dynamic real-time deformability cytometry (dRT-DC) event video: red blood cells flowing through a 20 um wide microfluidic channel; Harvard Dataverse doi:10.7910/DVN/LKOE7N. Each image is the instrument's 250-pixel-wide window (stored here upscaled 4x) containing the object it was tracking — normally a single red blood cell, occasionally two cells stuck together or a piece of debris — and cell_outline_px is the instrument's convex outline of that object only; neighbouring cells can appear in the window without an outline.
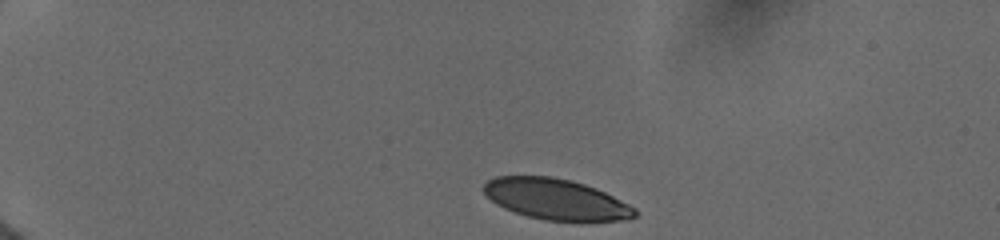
{"species": "human", "species_latin": "Homo sapiens", "temperature_condition": "cold", "stored_images_in_passage": 61, "camera_frame_rate_fps": 3000, "um_per_image_px": 0.085, "donor": {"sex": "female"}, "frame": {"image": 1, "passage_image": 1, "time_ms": 0.0, "image_size_px": [1000, 240], "cell_outline_px": [[636, 216], [628, 220], [580, 224], [544, 220], [528, 216], [504, 208], [496, 204], [484, 192], [484, 184], [488, 180], [496, 176], [552, 176], [572, 180], [596, 188], [636, 208]], "centroid_in_image_um": [47.33, 16.98], "position_along_channel_um": 37.7, "area_um2": 36.76}}
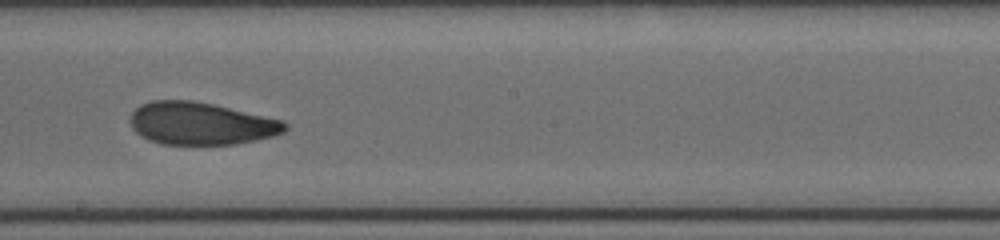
{"frame": {"image": 2, "passage_image": 31, "time_ms": 7.0, "image_size_px": [1000, 240], "cell_outline_px": [[288, 128], [284, 132], [272, 136], [256, 140], [236, 144], [160, 144], [148, 140], [140, 136], [132, 128], [128, 120], [132, 112], [140, 104], [152, 100], [192, 100], [212, 104], [284, 120], [288, 124]], "centroid_in_image_um": [17.05, 10.5], "position_along_channel_um": 231.1, "area_um2": 38.55}}
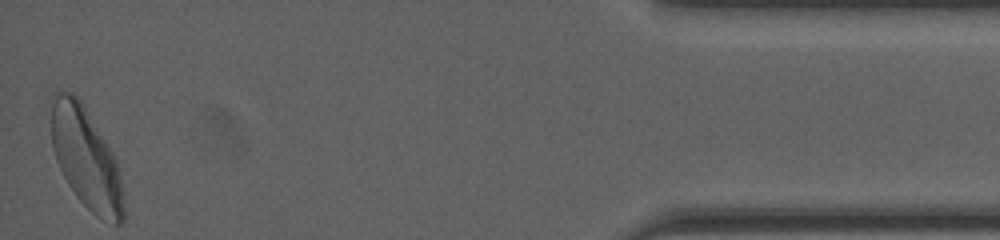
{"frame": {"image": 3, "passage_image": 61, "time_ms": 13.667, "image_size_px": [1000, 240], "cell_outline_px": [[124, 220], [120, 224], [116, 224], [100, 220], [76, 196], [68, 184], [56, 160], [52, 148], [48, 100], [52, 92], [72, 92], [84, 104], [108, 144], [116, 160], [120, 176], [124, 208]], "centroid_in_image_um": [7.26, 13.39], "position_along_channel_um": 427.9, "area_um2": 43.29}, "authors_computed_cell_mechanics": {"area_um2": 39.3618, "velocity_mm_per_s": 3.9132, "shape_relaxation_time_tau1_ms": 4.1797, "shape_relaxation_time_tau2_ms": 1.5994, "deformation_change_tau1": 0.1288, "deformation_change_tau2": 0.0695}}